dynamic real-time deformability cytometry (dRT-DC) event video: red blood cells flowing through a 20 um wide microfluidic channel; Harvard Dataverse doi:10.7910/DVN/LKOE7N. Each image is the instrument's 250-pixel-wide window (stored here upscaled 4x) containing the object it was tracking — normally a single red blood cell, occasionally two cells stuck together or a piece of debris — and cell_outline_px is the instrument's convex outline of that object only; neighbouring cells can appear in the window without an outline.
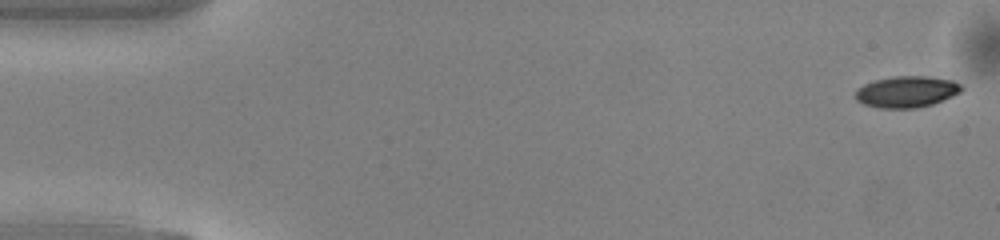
{"species": "common noctule bat (a hibernating species)", "species_latin": "Nyctalus noctula", "temperature_condition": "warm", "stored_images_in_passage": 51, "segment_of_instrument_passage": [1, 2], "camera_frame_rate_fps": 3000, "um_per_image_px": 0.085, "animal": {"sex": "male", "body_mass_g": 13.0, "forearm_length_mm": 53.1}, "frame": {"image": 1, "passage_image": 1, "time_ms": 0.0, "image_size_px": [1000, 240], "cell_outline_px": [[964, 88], [960, 92], [952, 96], [932, 104], [916, 108], [880, 108], [864, 104], [856, 100], [856, 88], [864, 84], [876, 80], [892, 76], [928, 76], [952, 80], [960, 84]], "centroid_in_image_um": [77.06, 7.79], "position_along_channel_um": 7.9, "area_um2": 19.36}}
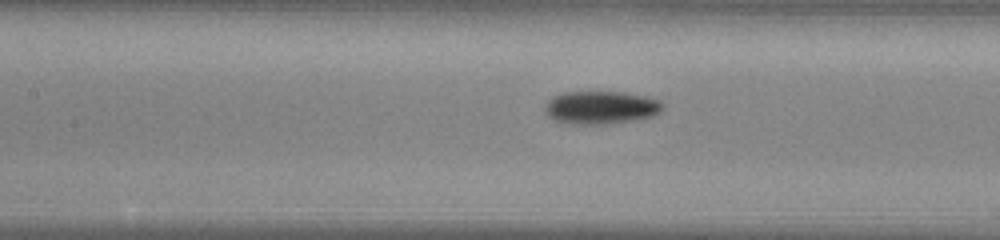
{"frame": {"image": 2, "passage_image": 22, "time_ms": 7.0, "image_size_px": [1000, 240], "cell_outline_px": [[664, 108], [660, 112], [652, 116], [632, 120], [608, 124], [572, 124], [556, 120], [548, 116], [544, 108], [544, 104], [552, 96], [564, 92], [624, 92], [644, 96], [660, 100], [664, 104]], "centroid_in_image_um": [51.07, 9.13], "position_along_channel_um": 156.3, "area_um2": 22.72}}
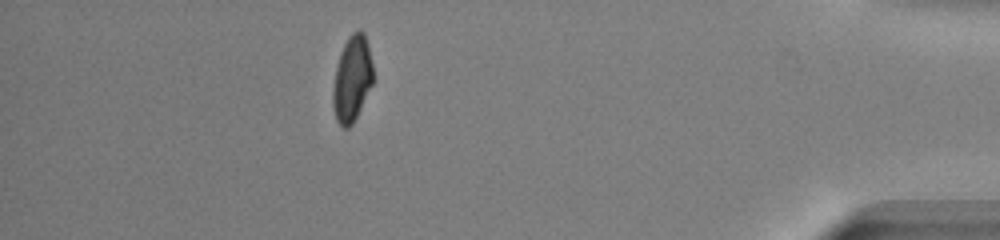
{"frame": {"image": 3, "passage_image": 44, "time_ms": 14.333, "image_size_px": [1000, 240], "cell_outline_px": [[376, 76], [352, 124], [348, 128], [340, 128], [336, 120], [332, 108], [332, 88], [336, 68], [340, 52], [348, 36], [352, 32], [360, 28], [364, 32], [368, 44]], "centroid_in_image_um": [29.93, 6.68], "position_along_channel_um": 405.3, "area_um2": 20.58}}